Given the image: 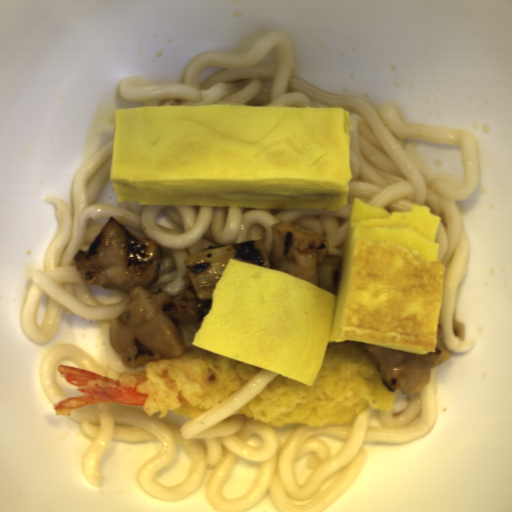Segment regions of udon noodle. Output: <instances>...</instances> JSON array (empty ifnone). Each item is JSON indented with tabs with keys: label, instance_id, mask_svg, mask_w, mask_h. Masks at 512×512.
<instances>
[{
	"label": "udon noodle",
	"instance_id": "obj_1",
	"mask_svg": "<svg viewBox=\"0 0 512 512\" xmlns=\"http://www.w3.org/2000/svg\"><path fill=\"white\" fill-rule=\"evenodd\" d=\"M298 51L292 36L272 32L245 52L203 53L192 59L180 84H153L139 76L120 80L123 98L140 106L239 105L342 107L349 110L352 179L346 204L336 210L290 207H218L138 204L117 200L110 184L114 139L93 153L75 173L70 202L47 195L57 230L42 268L30 272L23 328L33 343H50L63 317L98 322L105 335L130 303L129 295L85 284L74 262L108 223L117 219L130 233L161 246L160 276L151 292L179 295L189 274L188 256L210 247L261 240L273 248L272 226L289 223L322 236L329 255L345 256L352 203L359 198L389 214L414 204L441 217L435 242L445 268L438 319L441 340L451 356L470 352L466 327L456 307L469 269L471 245L461 204L480 183L477 136L458 127L405 123L388 101L374 105L362 97L320 90L298 77ZM454 144L461 148L466 179L448 184L427 177L403 150L404 140Z\"/></svg>",
	"mask_w": 512,
	"mask_h": 512
},
{
	"label": "udon noodle",
	"instance_id": "obj_2",
	"mask_svg": "<svg viewBox=\"0 0 512 512\" xmlns=\"http://www.w3.org/2000/svg\"><path fill=\"white\" fill-rule=\"evenodd\" d=\"M278 375L261 369L231 396L191 419L174 411L161 417L143 405L103 403L76 409L68 416L92 440L81 464L88 483L102 487L100 462L111 441L156 442V450L135 473L137 484L151 497L180 502L203 488L215 512H248L268 496L276 512H324L349 490L368 457L366 442L408 444L429 434L439 416L438 388L433 372L429 384L416 392L400 412L365 406L353 422L313 427L294 423L275 427L232 414ZM188 453L190 474L177 487L157 482L155 474L170 465L176 448ZM310 457L312 476L296 483L294 462ZM257 461L249 491L226 500L222 489L237 459Z\"/></svg>",
	"mask_w": 512,
	"mask_h": 512
},
{
	"label": "udon noodle",
	"instance_id": "obj_3",
	"mask_svg": "<svg viewBox=\"0 0 512 512\" xmlns=\"http://www.w3.org/2000/svg\"><path fill=\"white\" fill-rule=\"evenodd\" d=\"M123 355L113 351L112 360L109 365L98 364L79 346L58 344L49 347L43 354L39 364L40 387L52 405L55 407L60 402L70 399L55 379V365L62 359H69L81 369L96 373L98 375L116 379L129 367L122 362Z\"/></svg>",
	"mask_w": 512,
	"mask_h": 512
}]
</instances>
